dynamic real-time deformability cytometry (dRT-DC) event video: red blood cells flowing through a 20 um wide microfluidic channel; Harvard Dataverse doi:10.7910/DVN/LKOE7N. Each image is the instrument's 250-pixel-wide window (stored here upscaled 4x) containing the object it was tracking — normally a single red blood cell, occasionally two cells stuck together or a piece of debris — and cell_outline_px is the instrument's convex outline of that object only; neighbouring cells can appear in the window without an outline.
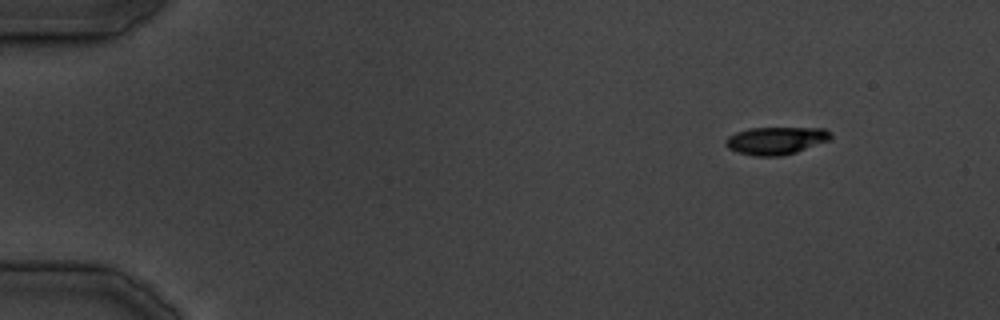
{"species": "common noctule bat (a hibernating species)", "species_latin": "Nyctalus noctula", "temperature_condition": "cold", "stored_images_in_passage": 21, "camera_frame_rate_fps": 3000, "um_per_image_px": 0.085, "animal": {"sex": "male", "body_mass_g": 19.5, "forearm_length_mm": 54.6}, "frame": {"image": 1, "passage_image": 1, "time_ms": 0.0, "image_size_px": [1000, 320], "cell_outline_px": [[832, 140], [796, 152], [780, 156], [752, 156], [728, 148], [724, 144], [724, 140], [728, 136], [736, 132], [748, 128], [824, 128], [832, 132]], "centroid_in_image_um": [65.98, 11.94], "position_along_channel_um": 19.0, "area_um2": 17.11}}
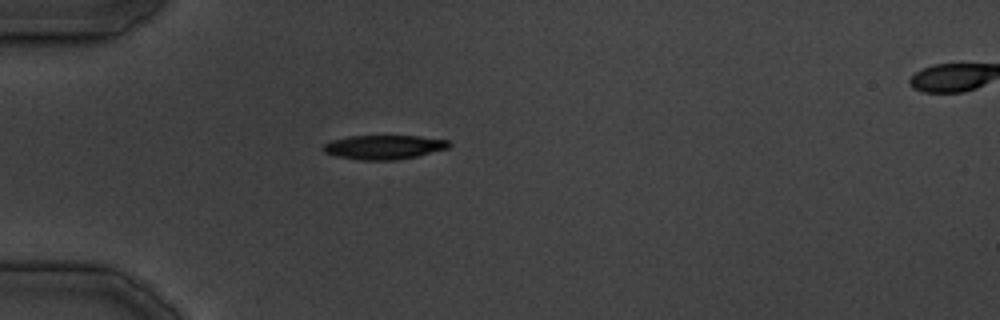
{"frame": {"image": 2, "passage_image": 7, "time_ms": 8.667, "image_size_px": [1000, 320], "cell_outline_px": [[452, 144], [448, 148], [416, 156], [396, 160], [360, 160], [336, 156], [324, 152], [320, 148], [324, 144], [332, 140], [348, 136], [420, 136], [448, 140]], "centroid_in_image_um": [32.61, 12.5], "position_along_channel_um": 52.4, "area_um2": 17.74}}
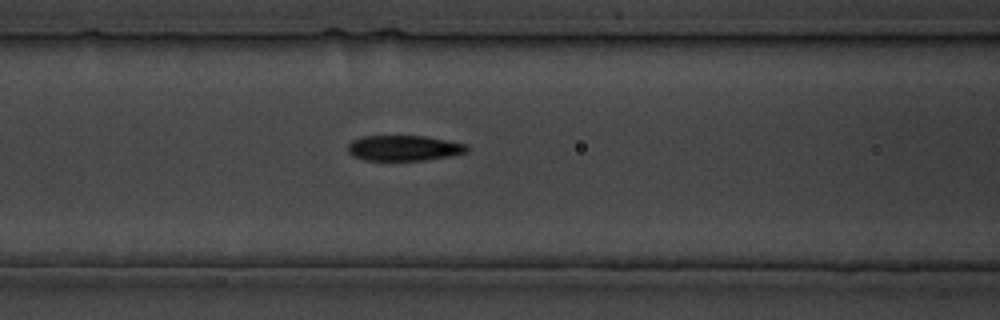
{"frame": {"image": 3, "passage_image": 11, "time_ms": 15.0, "image_size_px": [1000, 320], "cell_outline_px": [[468, 152], [452, 156], [424, 160], [364, 160], [352, 156], [348, 152], [348, 144], [352, 140], [364, 136], [424, 136], [448, 140], [468, 144]], "centroid_in_image_um": [34.36, 12.58], "position_along_channel_um": 132.2, "area_um2": 17.8}}